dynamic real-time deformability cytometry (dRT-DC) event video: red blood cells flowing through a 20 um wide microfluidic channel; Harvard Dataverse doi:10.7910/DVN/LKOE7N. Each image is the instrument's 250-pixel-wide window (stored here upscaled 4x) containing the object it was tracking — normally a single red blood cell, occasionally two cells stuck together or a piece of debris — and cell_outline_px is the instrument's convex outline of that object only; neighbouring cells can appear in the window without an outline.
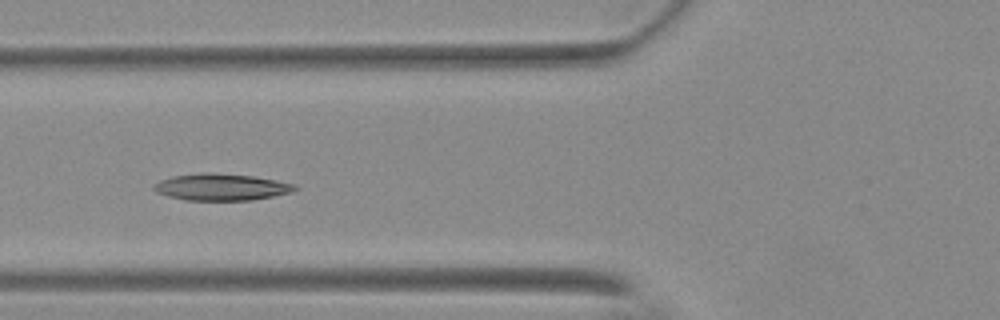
{"species": "Egyptian fruit bat (a non-hibernating species)", "species_latin": "Rousettus aegyptiacus", "temperature_condition": "warm", "stored_images_in_passage": 31, "camera_frame_rate_fps": 3000, "um_per_image_px": 0.085, "animal": {"sex": "female"}, "frame": {"image": 1, "passage_image": 18, "time_ms": 5.667, "image_size_px": [1000, 320], "cell_outline_px": [[288, 188], [280, 192], [264, 196], [236, 200], [200, 200], [180, 196], [176, 180], [184, 176], [240, 176], [268, 180], [280, 184]], "centroid_in_image_um": [19.21, 15.95], "position_along_channel_um": 106.6, "area_um2": 15.49}}